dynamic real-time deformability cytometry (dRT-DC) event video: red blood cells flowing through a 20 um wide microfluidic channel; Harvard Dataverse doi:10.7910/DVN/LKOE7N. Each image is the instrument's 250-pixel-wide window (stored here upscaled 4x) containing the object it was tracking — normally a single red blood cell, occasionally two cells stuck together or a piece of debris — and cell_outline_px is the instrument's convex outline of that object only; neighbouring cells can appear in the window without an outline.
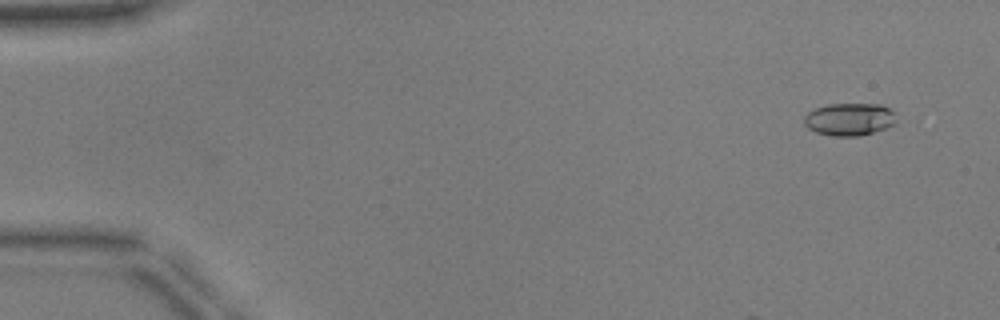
{"species": "common noctule bat (a hibernating species)", "species_latin": "Nyctalus noctula", "temperature_condition": "warm", "stored_images_in_passage": 14, "camera_frame_rate_fps": 3000, "um_per_image_px": 0.085, "animal": {"sex": "male", "body_mass_g": 17.9, "forearm_length_mm": 54.2}, "frame": {"image": 1, "passage_image": 4, "time_ms": 1.0, "image_size_px": [1000, 320], "cell_outline_px": [[896, 124], [860, 136], [832, 136], [816, 132], [808, 128], [804, 124], [804, 116], [808, 112], [816, 108], [828, 104], [880, 104], [888, 108], [892, 112], [896, 120]], "centroid_in_image_um": [72.17, 10.14], "position_along_channel_um": 12.8, "area_um2": 17.4}}
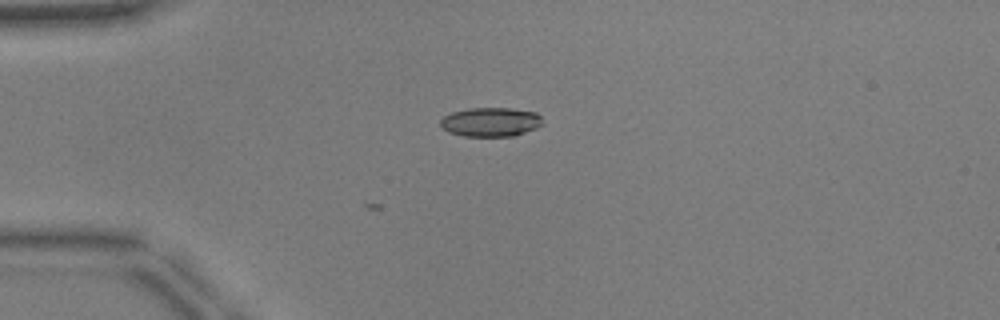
{"frame": {"image": 2, "passage_image": 14, "time_ms": 4.333, "image_size_px": [1000, 320], "cell_outline_px": [[540, 124], [536, 128], [512, 136], [464, 136], [448, 132], [440, 128], [440, 120], [444, 116], [452, 112], [468, 108], [512, 108], [536, 112], [540, 116]], "centroid_in_image_um": [41.64, 10.36], "position_along_channel_um": 43.4, "area_um2": 17.28}}